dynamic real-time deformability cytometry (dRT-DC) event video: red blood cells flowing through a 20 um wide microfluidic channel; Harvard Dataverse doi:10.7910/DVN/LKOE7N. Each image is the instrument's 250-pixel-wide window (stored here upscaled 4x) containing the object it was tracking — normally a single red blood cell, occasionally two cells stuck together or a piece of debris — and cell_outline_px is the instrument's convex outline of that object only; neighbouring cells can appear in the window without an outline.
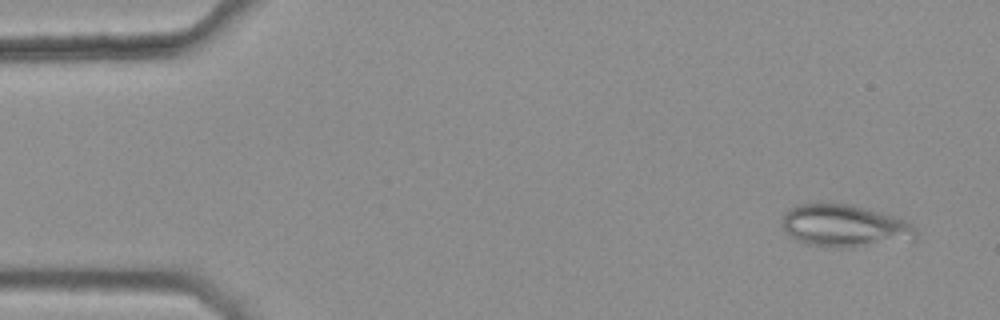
{"species": "common noctule bat (a hibernating species)", "species_latin": "Nyctalus noctula", "temperature_condition": "warm", "stored_images_in_passage": 44, "camera_frame_rate_fps": 3000, "um_per_image_px": 0.085, "animal": {"sex": "female", "body_mass_g": 25.1}, "frame": {"image": 1, "passage_image": 3, "time_ms": 0.667, "image_size_px": [1000, 320], "cell_outline_px": [[916, 240], [852, 248], [840, 248], [804, 244], [792, 236], [784, 228], [784, 212], [788, 208], [800, 204], [828, 200], [848, 204], [864, 208], [892, 216], [904, 220], [912, 224], [916, 228]], "centroid_in_image_um": [71.8, 19.19], "position_along_channel_um": 13.2, "area_um2": 33.58}}
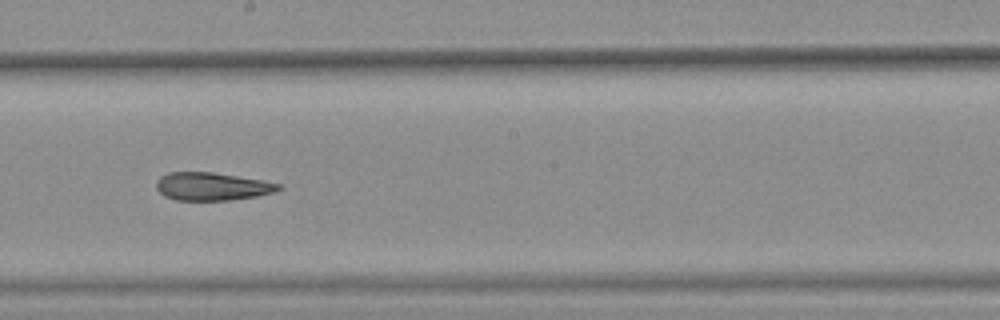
{"frame": {"image": 2, "passage_image": 29, "time_ms": 9.333, "image_size_px": [1000, 320], "cell_outline_px": [[280, 188], [276, 192], [256, 196], [228, 200], [176, 200], [164, 196], [156, 188], [156, 180], [160, 176], [168, 172], [212, 172], [260, 180], [280, 184]], "centroid_in_image_um": [17.97, 15.85], "position_along_channel_um": 230.2, "area_um2": 19.77}}
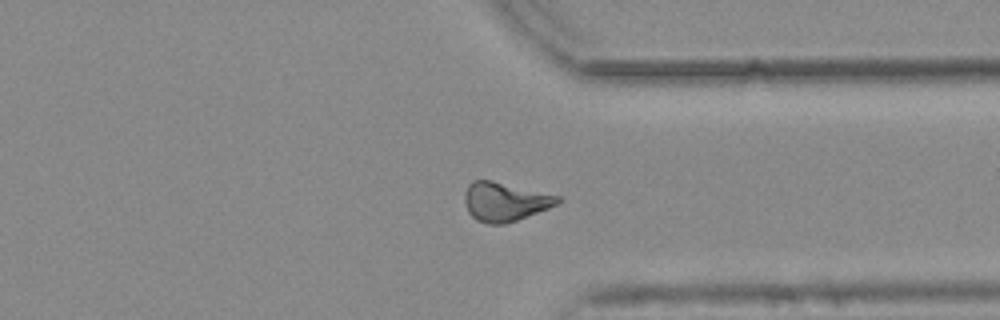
{"frame": {"image": 3, "passage_image": 40, "time_ms": 13.0, "image_size_px": [1000, 320], "cell_outline_px": [[560, 200], [556, 204], [548, 208], [516, 220], [504, 224], [488, 224], [476, 220], [468, 212], [464, 204], [464, 192], [468, 184], [472, 180], [492, 180], [560, 196]], "centroid_in_image_um": [42.85, 17.13], "position_along_channel_um": 368.5, "area_um2": 21.04}, "authors_computed_cell_mechanics": {"area_um2": 21.1548, "velocity_mm_per_s": 3.7948, "shape_relaxation_time_tau1_ms": null, "shape_relaxation_time_tau2_ms": 6.8973, "deformation_change_tau1": null, "deformation_change_tau2": 0.1506}}